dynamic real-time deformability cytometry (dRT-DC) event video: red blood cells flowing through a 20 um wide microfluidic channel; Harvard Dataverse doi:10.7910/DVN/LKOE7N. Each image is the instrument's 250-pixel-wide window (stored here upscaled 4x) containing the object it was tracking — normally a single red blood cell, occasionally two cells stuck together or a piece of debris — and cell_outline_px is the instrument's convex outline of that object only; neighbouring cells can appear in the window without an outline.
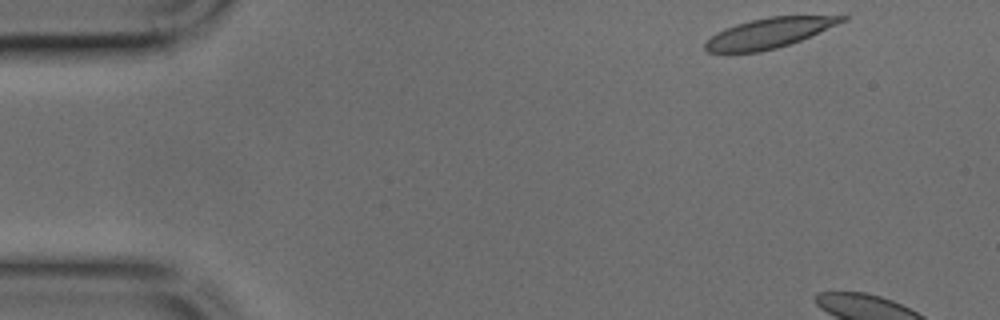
{"species": "common noctule bat (a hibernating species)", "species_latin": "Nyctalus noctula", "temperature_condition": "cold", "stored_images_in_passage": 5, "camera_frame_rate_fps": 3000, "um_per_image_px": 0.085, "animal": {"sex": "male", "body_mass_g": 17.9, "forearm_length_mm": 54.2}, "frame": {"image": 1, "passage_image": 1, "time_ms": 0.0, "image_size_px": [1000, 320], "cell_outline_px": [[848, 20], [800, 40], [776, 48], [760, 52], [708, 52], [704, 48], [704, 44], [712, 36], [724, 28], [736, 24], [768, 16], [848, 16]], "centroid_in_image_um": [65.37, 2.8], "position_along_channel_um": 19.6, "area_um2": 23.58}}